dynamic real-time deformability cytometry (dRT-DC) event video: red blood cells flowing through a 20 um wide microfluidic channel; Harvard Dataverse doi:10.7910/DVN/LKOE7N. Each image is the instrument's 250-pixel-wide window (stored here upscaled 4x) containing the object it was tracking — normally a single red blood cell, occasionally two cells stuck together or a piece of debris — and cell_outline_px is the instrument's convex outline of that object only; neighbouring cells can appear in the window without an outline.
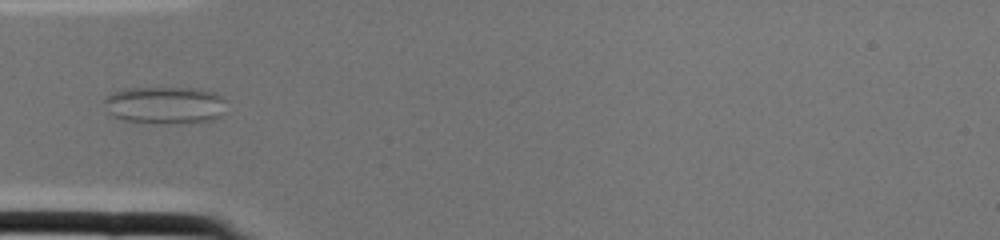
{"species": "common noctule bat (a hibernating species)", "species_latin": "Nyctalus noctula", "temperature_condition": "cold", "stored_images_in_passage": 2, "camera_frame_rate_fps": 3000, "um_per_image_px": 0.085, "animal": {"sex": "female", "body_mass_g": 22.0, "forearm_length_mm": 56.7}, "frame": {"image": 1, "passage_image": 2, "time_ms": 0.333, "image_size_px": [1000, 240], "cell_outline_px": [[224, 100], [220, 116], [212, 120], [164, 124], [160, 124], [124, 120], [108, 116], [104, 100], [112, 92], [124, 88], [200, 88], [216, 92]], "centroid_in_image_um": [13.96, 8.93], "position_along_channel_um": 71.0, "area_um2": 26.7}}